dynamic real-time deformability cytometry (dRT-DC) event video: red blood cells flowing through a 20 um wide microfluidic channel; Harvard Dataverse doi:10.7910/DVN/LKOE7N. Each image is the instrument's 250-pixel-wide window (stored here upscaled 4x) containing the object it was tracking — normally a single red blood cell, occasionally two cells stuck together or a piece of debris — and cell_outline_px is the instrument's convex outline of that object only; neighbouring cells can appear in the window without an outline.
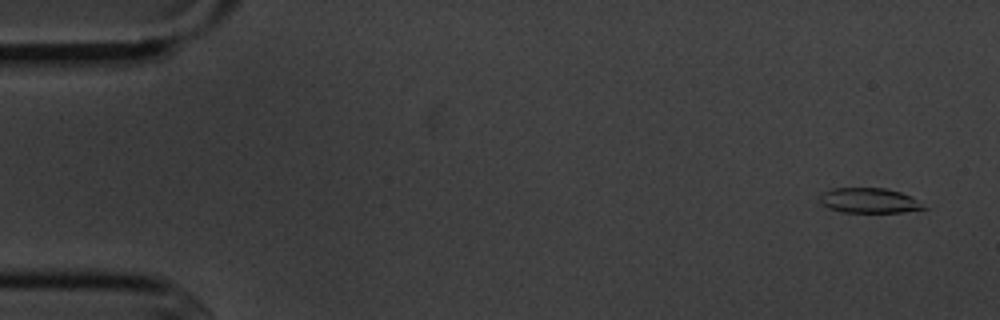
{"species": "common noctule bat (a hibernating species)", "species_latin": "Nyctalus noctula", "temperature_condition": "cold", "stored_images_in_passage": 6, "camera_frame_rate_fps": 3000, "um_per_image_px": 0.085, "animal": {"sex": "male", "body_mass_g": 20.1, "forearm_length_mm": 53.5}, "frame": {"image": 1, "passage_image": 1, "time_ms": 0.0, "image_size_px": [1000, 320], "cell_outline_px": [[928, 208], [900, 212], [840, 212], [828, 208], [820, 204], [820, 196], [824, 192], [832, 188], [884, 188], [900, 192], [912, 196]], "centroid_in_image_um": [73.86, 17.04], "position_along_channel_um": 11.1, "area_um2": 15.14}}
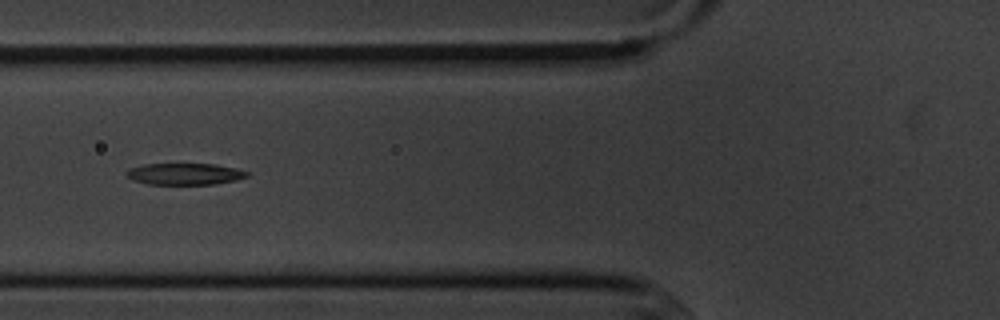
{"frame": {"image": 2, "passage_image": 6, "time_ms": 6.0, "image_size_px": [1000, 320], "cell_outline_px": [[248, 176], [236, 180], [212, 184], [148, 184], [132, 180], [124, 176], [124, 172], [128, 168], [144, 164], [216, 164], [236, 168], [248, 172]], "centroid_in_image_um": [15.63, 14.78], "position_along_channel_um": 110.2, "area_um2": 15.26}}